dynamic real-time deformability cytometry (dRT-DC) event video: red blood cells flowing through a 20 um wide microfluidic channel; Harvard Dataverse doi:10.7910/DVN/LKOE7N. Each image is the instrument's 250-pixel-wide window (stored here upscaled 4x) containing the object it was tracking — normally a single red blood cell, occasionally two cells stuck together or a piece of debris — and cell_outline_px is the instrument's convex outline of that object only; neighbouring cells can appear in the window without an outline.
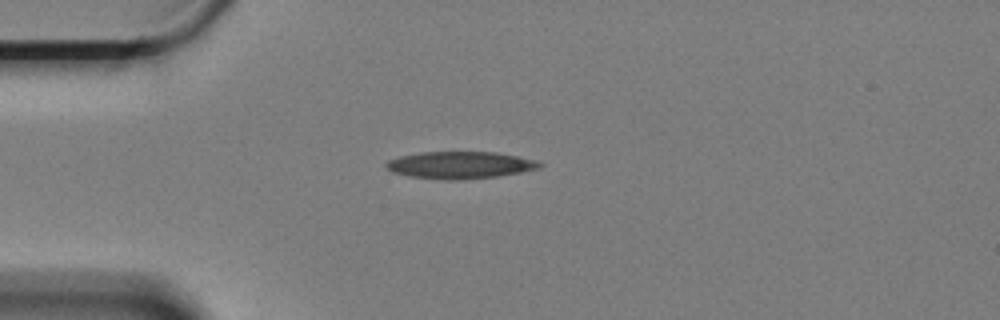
{"species": "Egyptian fruit bat (a non-hibernating species)", "species_latin": "Rousettus aegyptiacus", "temperature_condition": "cold", "stored_images_in_passage": 28, "camera_frame_rate_fps": 3000, "um_per_image_px": 0.085, "animal": {"sex": "female"}, "frame": {"image": 1, "passage_image": 1, "time_ms": 0.0, "image_size_px": [1000, 320], "cell_outline_px": [[544, 164], [540, 168], [520, 172], [496, 176], [464, 180], [448, 180], [408, 176], [392, 172], [384, 168], [384, 164], [388, 160], [400, 156], [420, 152], [496, 152], [540, 160]], "centroid_in_image_um": [39.11, 14.03], "position_along_channel_um": 45.9, "area_um2": 24.51}}
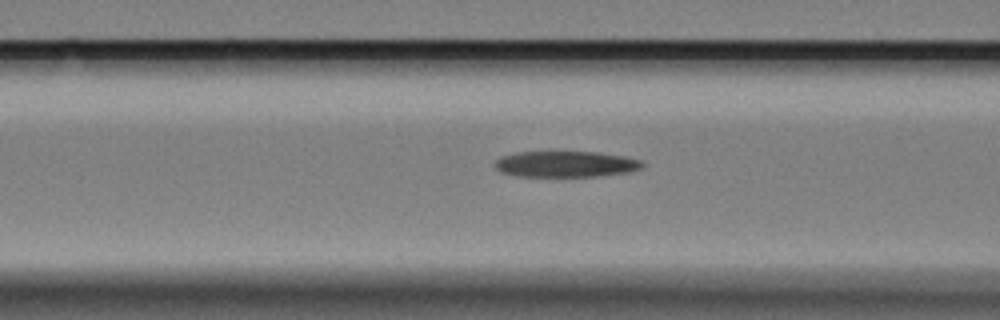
{"frame": {"image": 2, "passage_image": 9, "time_ms": 2.667, "image_size_px": [1000, 320], "cell_outline_px": [[644, 168], [628, 172], [596, 176], [520, 176], [500, 172], [496, 168], [496, 160], [500, 156], [516, 152], [596, 152], [624, 156], [640, 160], [644, 164]], "centroid_in_image_um": [48.1, 13.94], "position_along_channel_um": 118.5, "area_um2": 22.25}}